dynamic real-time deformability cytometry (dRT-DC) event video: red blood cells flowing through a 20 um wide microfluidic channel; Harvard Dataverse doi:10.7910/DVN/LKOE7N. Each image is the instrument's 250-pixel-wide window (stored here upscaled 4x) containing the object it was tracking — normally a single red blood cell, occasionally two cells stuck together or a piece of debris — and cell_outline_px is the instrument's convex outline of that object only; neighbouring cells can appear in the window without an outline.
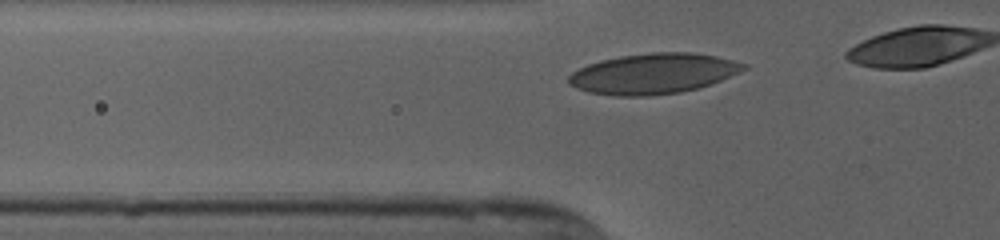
{"species": "human", "species_latin": "Homo sapiens", "temperature_condition": "cold", "stored_images_in_passage": 9, "camera_frame_rate_fps": 3000, "um_per_image_px": 0.085, "donor": {"sex": "female"}, "frame": {"image": 1, "passage_image": 3, "time_ms": 0.667, "image_size_px": [1000, 240], "cell_outline_px": [[748, 68], [740, 72], [712, 84], [680, 92], [648, 96], [616, 96], [588, 92], [576, 88], [568, 84], [568, 76], [572, 72], [588, 64], [600, 60], [620, 56], [652, 52], [692, 52], [716, 56], [748, 64]], "centroid_in_image_um": [55.53, 6.26], "position_along_channel_um": 70.3, "area_um2": 41.38}}
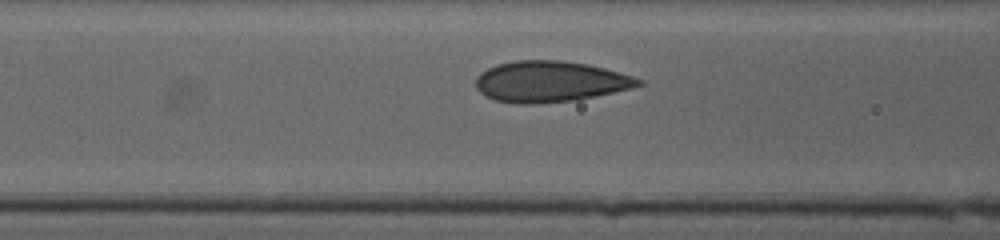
{"frame": {"image": 2, "passage_image": 7, "time_ms": 2.0, "image_size_px": [1000, 240], "cell_outline_px": [[644, 84], [632, 88], [576, 100], [532, 104], [520, 104], [496, 100], [484, 96], [476, 88], [476, 76], [480, 72], [496, 64], [516, 60], [560, 60], [588, 64], [604, 68], [632, 76], [644, 80]], "centroid_in_image_um": [46.74, 6.93], "position_along_channel_um": 119.9, "area_um2": 38.9}}